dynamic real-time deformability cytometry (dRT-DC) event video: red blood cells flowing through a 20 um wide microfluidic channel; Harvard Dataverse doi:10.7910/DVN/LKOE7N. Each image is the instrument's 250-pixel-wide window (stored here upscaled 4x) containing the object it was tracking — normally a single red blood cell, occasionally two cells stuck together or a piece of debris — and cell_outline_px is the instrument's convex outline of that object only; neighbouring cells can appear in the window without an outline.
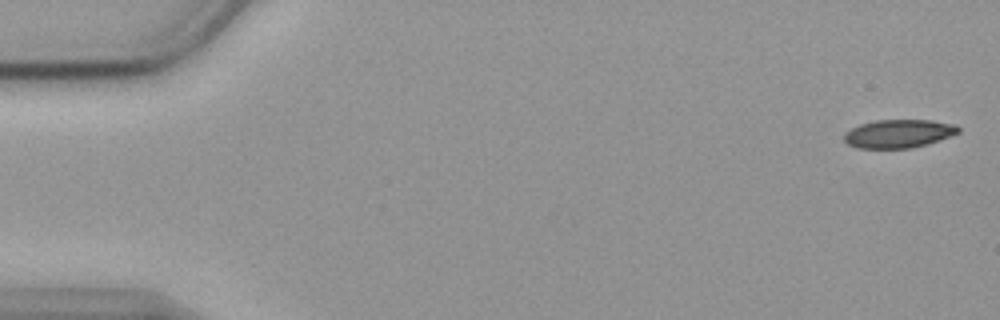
{"species": "common noctule bat (a hibernating species)", "species_latin": "Nyctalus noctula", "temperature_condition": "cold", "stored_images_in_passage": 55, "camera_frame_rate_fps": 3000, "um_per_image_px": 0.085, "animal": {"sex": "female", "body_mass_g": 19.9}, "frame": {"image": 1, "passage_image": 1, "time_ms": 0.0, "image_size_px": [1000, 320], "cell_outline_px": [[960, 132], [928, 144], [912, 148], [856, 148], [848, 144], [844, 140], [844, 132], [860, 124], [876, 120], [928, 120], [956, 124], [960, 128]], "centroid_in_image_um": [76.38, 11.36], "position_along_channel_um": 8.6, "area_um2": 18.9}}
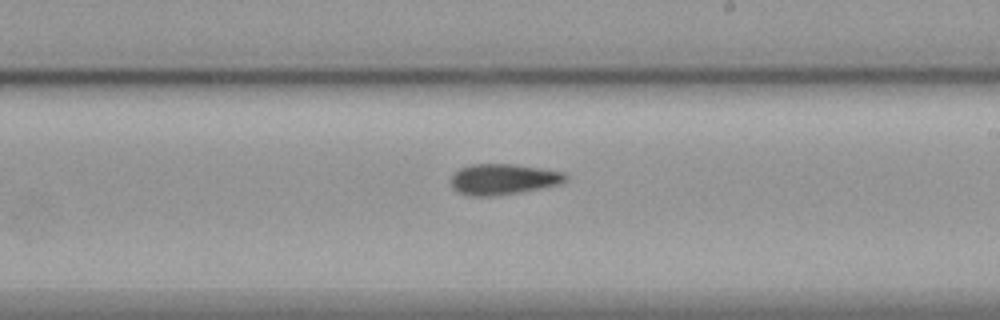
{"frame": {"image": 2, "passage_image": 32, "time_ms": 10.333, "image_size_px": [1000, 320], "cell_outline_px": [[568, 180], [560, 184], [520, 192], [496, 196], [468, 196], [456, 192], [452, 188], [452, 176], [460, 168], [472, 164], [512, 164], [540, 168], [564, 172], [568, 176]], "centroid_in_image_um": [42.77, 15.24], "position_along_channel_um": 246.2, "area_um2": 20.63}}
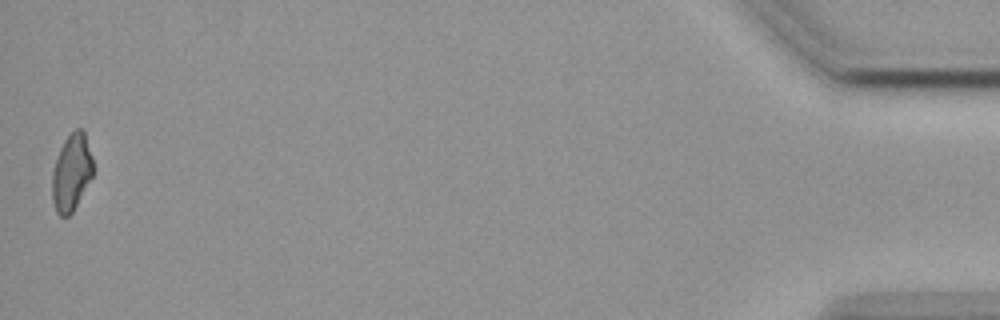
{"frame": {"image": 3, "passage_image": 55, "time_ms": 18.0, "image_size_px": [1000, 320], "cell_outline_px": [[92, 176], [72, 212], [68, 216], [60, 216], [56, 212], [52, 200], [52, 172], [60, 148], [64, 140], [76, 128], [80, 128], [84, 132], [92, 156]], "centroid_in_image_um": [6.06, 14.66], "position_along_channel_um": 429.1, "area_um2": 18.03}, "authors_computed_cell_mechanics": {"area_um2": 19.8832, "velocity_mm_per_s": 3.5851, "shape_relaxation_time_tau1_ms": null, "shape_relaxation_time_tau2_ms": 3.4553, "deformation_change_tau1": null, "deformation_change_tau2": 0.0997}}